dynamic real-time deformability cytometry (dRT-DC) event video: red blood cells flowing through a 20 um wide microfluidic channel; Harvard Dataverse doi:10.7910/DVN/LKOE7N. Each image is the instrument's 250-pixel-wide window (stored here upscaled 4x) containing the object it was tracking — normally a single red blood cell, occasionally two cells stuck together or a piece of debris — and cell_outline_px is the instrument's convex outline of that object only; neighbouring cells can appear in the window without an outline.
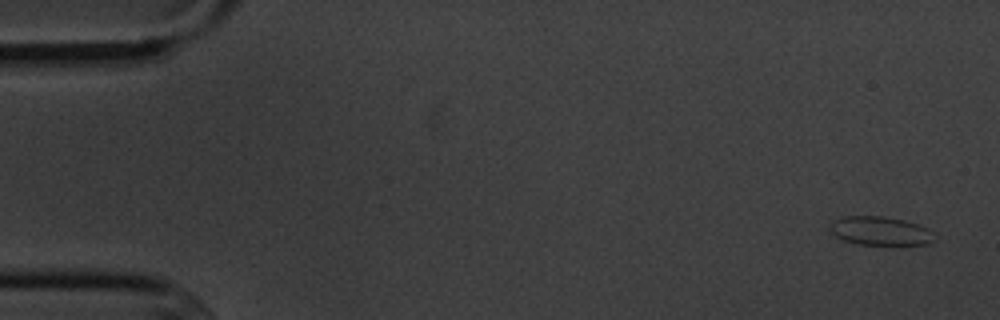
{"species": "common noctule bat (a hibernating species)", "species_latin": "Nyctalus noctula", "temperature_condition": "cold", "stored_images_in_passage": 5, "camera_frame_rate_fps": 3000, "um_per_image_px": 0.085, "animal": {"sex": "male", "body_mass_g": 20.1, "forearm_length_mm": 53.5}, "frame": {"image": 1, "passage_image": 1, "time_ms": 0.0, "image_size_px": [1000, 320], "cell_outline_px": [[936, 232], [932, 240], [928, 244], [860, 244], [844, 240], [836, 236], [828, 228], [840, 216], [884, 216], [904, 220], [928, 228]], "centroid_in_image_um": [74.84, 19.61], "position_along_channel_um": 10.2, "area_um2": 17.28}}
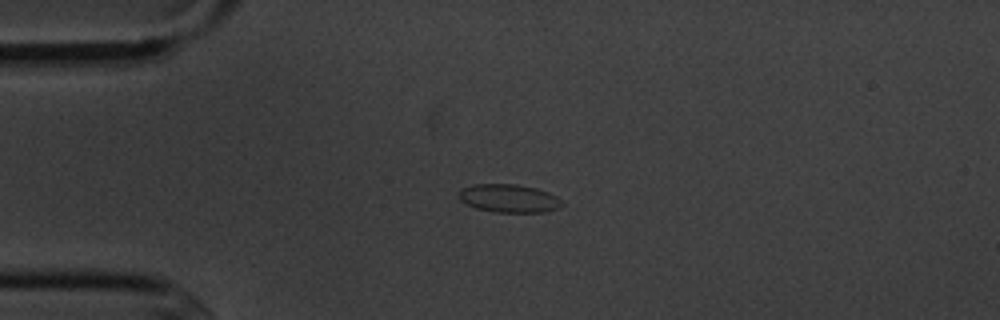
{"frame": {"image": 2, "passage_image": 4, "time_ms": 3.667, "image_size_px": [1000, 320], "cell_outline_px": [[564, 204], [556, 208], [544, 212], [496, 212], [476, 208], [460, 200], [460, 188], [472, 184], [516, 184], [536, 188], [548, 192], [556, 196]], "centroid_in_image_um": [43.25, 16.85], "position_along_channel_um": 41.8, "area_um2": 16.82}}